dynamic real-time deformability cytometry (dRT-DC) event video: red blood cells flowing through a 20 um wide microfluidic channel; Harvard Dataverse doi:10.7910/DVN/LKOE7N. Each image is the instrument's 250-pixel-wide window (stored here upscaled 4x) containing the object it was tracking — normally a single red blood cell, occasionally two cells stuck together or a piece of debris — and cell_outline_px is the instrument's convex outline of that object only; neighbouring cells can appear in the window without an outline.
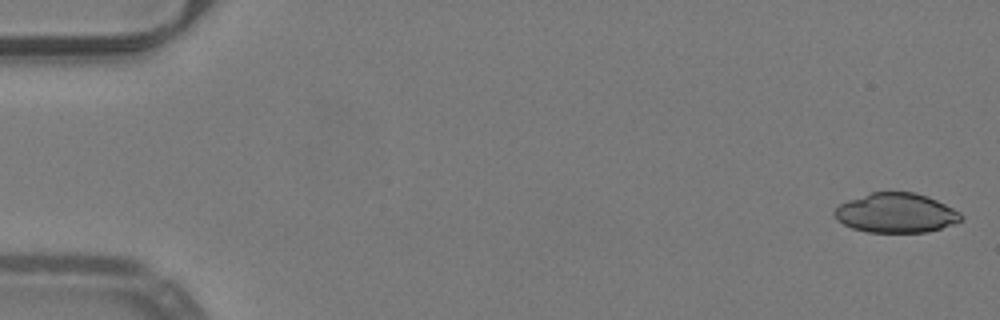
{"species": "common noctule bat (a hibernating species)", "species_latin": "Nyctalus noctula", "temperature_condition": "warm", "stored_images_in_passage": 51, "camera_frame_rate_fps": 3000, "um_per_image_px": 0.085, "animal": {"sex": "male", "body_mass_g": 19.2, "forearm_length_mm": 51.8}, "frame": {"image": 1, "passage_image": 1, "time_ms": 0.0, "image_size_px": [1000, 320], "cell_outline_px": [[964, 220], [928, 232], [868, 232], [852, 228], [836, 220], [832, 212], [840, 204], [848, 200], [872, 192], [916, 192], [928, 196], [960, 212], [964, 216]], "centroid_in_image_um": [76.16, 18.1], "position_along_channel_um": 8.8, "area_um2": 29.19}}